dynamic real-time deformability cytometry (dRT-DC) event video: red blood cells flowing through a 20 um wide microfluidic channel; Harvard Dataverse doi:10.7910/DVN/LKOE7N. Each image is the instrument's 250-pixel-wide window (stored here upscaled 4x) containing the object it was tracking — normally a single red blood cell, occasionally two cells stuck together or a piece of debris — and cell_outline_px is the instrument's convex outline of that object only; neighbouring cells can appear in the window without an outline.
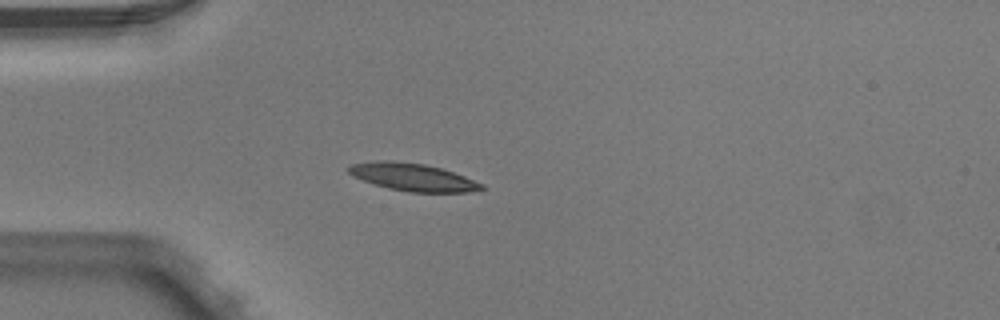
{"species": "Egyptian fruit bat (a non-hibernating species)", "species_latin": "Rousettus aegyptiacus", "temperature_condition": "warm", "stored_images_in_passage": 4, "camera_frame_rate_fps": 3000, "um_per_image_px": 0.085, "animal": {"sex": "male"}, "frame": {"image": 1, "passage_image": 3, "time_ms": 0.667, "image_size_px": [1000, 320], "cell_outline_px": [[484, 188], [468, 192], [408, 192], [388, 188], [352, 176], [348, 172], [348, 168], [352, 164], [376, 160], [392, 160], [424, 164], [440, 168], [464, 176], [484, 184]], "centroid_in_image_um": [35.07, 15.05], "position_along_channel_um": 49.9, "area_um2": 21.15}}